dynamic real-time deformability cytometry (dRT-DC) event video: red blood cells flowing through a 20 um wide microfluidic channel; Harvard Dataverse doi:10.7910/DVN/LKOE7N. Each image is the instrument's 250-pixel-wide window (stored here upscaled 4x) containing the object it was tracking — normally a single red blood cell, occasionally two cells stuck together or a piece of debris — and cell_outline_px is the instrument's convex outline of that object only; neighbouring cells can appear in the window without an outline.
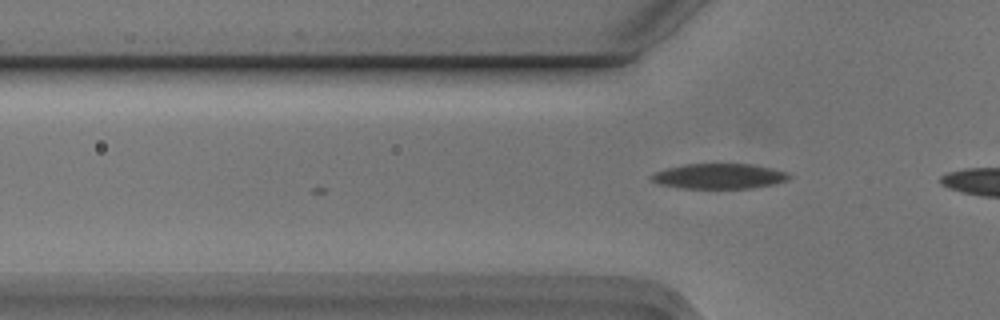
{"species": "Egyptian fruit bat (a non-hibernating species)", "species_latin": "Rousettus aegyptiacus", "temperature_condition": "cold", "stored_images_in_passage": 6, "camera_frame_rate_fps": 3000, "um_per_image_px": 0.085, "animal": {"sex": "male"}, "frame": {"image": 1, "passage_image": 4, "time_ms": 1.0, "image_size_px": [1000, 320], "cell_outline_px": [[792, 176], [788, 180], [772, 184], [752, 188], [684, 188], [660, 184], [652, 180], [648, 176], [664, 168], [684, 164], [752, 164], [772, 168], [788, 172]], "centroid_in_image_um": [61.13, 14.97], "position_along_channel_um": 64.7, "area_um2": 20.23}}